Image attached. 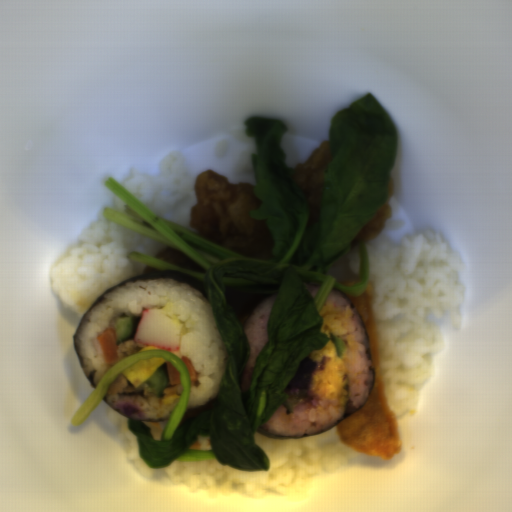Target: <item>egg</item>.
Returning <instances> with one entry per match:
<instances>
[{
  "label": "egg",
  "instance_id": "1",
  "mask_svg": "<svg viewBox=\"0 0 512 512\" xmlns=\"http://www.w3.org/2000/svg\"><path fill=\"white\" fill-rule=\"evenodd\" d=\"M318 314L323 319L320 332L327 337L328 343L320 350H313L308 357L316 363H321L325 357H330L332 360L325 369L314 374L311 391L321 401H341L344 375L350 369L337 355L336 346L331 340V334L341 337L348 332L346 322L349 320V312L335 307L333 300L325 299Z\"/></svg>",
  "mask_w": 512,
  "mask_h": 512
},
{
  "label": "egg",
  "instance_id": "2",
  "mask_svg": "<svg viewBox=\"0 0 512 512\" xmlns=\"http://www.w3.org/2000/svg\"><path fill=\"white\" fill-rule=\"evenodd\" d=\"M167 361L163 357L150 360H140L121 374L137 389L142 385L163 363Z\"/></svg>",
  "mask_w": 512,
  "mask_h": 512
},
{
  "label": "egg",
  "instance_id": "3",
  "mask_svg": "<svg viewBox=\"0 0 512 512\" xmlns=\"http://www.w3.org/2000/svg\"><path fill=\"white\" fill-rule=\"evenodd\" d=\"M178 398H180V395L177 391V385L169 383V386L163 389V394L160 397L161 405H174Z\"/></svg>",
  "mask_w": 512,
  "mask_h": 512
},
{
  "label": "egg",
  "instance_id": "4",
  "mask_svg": "<svg viewBox=\"0 0 512 512\" xmlns=\"http://www.w3.org/2000/svg\"><path fill=\"white\" fill-rule=\"evenodd\" d=\"M145 350H161V348H160V347H155V346H150V345H149V346H145V347H143V348L139 349L138 351H145ZM138 351H137V352H138ZM161 351H162V350H161Z\"/></svg>",
  "mask_w": 512,
  "mask_h": 512
}]
</instances>
